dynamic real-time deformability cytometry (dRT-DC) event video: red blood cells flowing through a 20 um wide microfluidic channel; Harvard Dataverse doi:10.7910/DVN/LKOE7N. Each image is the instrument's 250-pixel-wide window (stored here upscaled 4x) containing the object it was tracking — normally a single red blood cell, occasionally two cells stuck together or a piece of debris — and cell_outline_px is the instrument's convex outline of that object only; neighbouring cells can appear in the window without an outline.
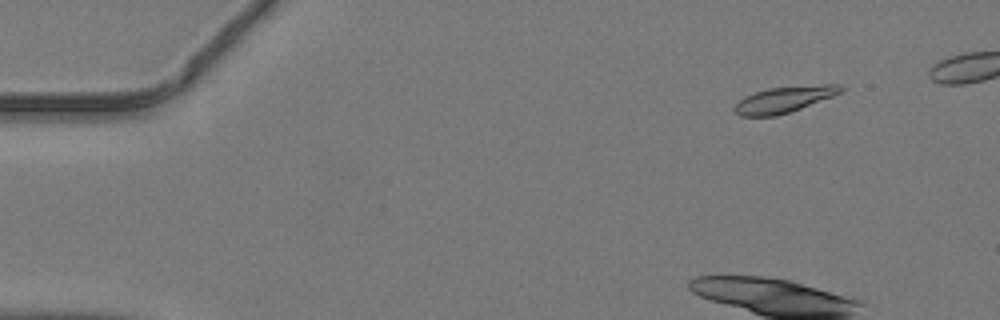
{"species": "common noctule bat (a hibernating species)", "species_latin": "Nyctalus noctula", "temperature_condition": "warm", "stored_images_in_passage": 38, "camera_frame_rate_fps": 3000, "um_per_image_px": 0.085, "animal": {"sex": "male", "body_mass_g": 19.2, "forearm_length_mm": 51.8}, "frame": {"image": 1, "passage_image": 6, "time_ms": 1.667, "image_size_px": [1000, 320], "cell_outline_px": [[844, 88], [840, 92], [832, 96], [800, 108], [776, 116], [740, 116], [732, 108], [744, 96], [768, 88], [820, 84], [840, 84]], "centroid_in_image_um": [66.63, 8.45], "position_along_channel_um": 18.4, "area_um2": 15.95}}